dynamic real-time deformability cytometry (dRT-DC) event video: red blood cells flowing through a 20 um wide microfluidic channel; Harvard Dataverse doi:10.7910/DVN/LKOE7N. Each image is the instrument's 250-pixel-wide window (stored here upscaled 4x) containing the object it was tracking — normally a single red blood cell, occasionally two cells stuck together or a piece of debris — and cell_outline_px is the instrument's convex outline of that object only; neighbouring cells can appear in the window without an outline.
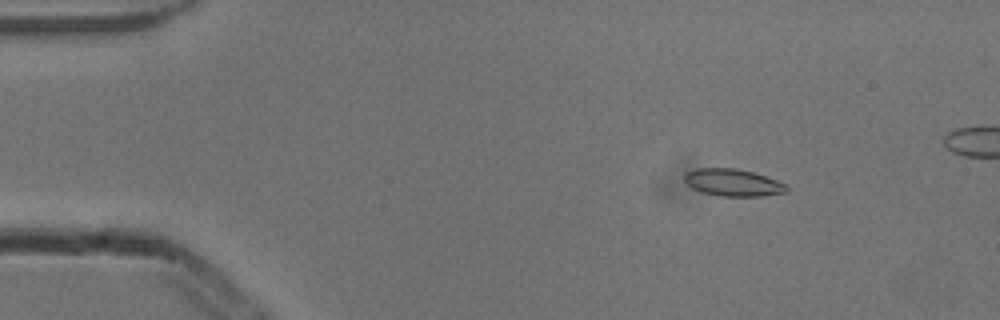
{"species": "common noctule bat (a hibernating species)", "species_latin": "Nyctalus noctula", "temperature_condition": "cold", "stored_images_in_passage": 3, "camera_frame_rate_fps": 3000, "um_per_image_px": 0.085, "animal": {"sex": "male", "body_mass_g": 13.3}, "frame": {"image": 1, "passage_image": 2, "time_ms": 0.333, "image_size_px": [1000, 320], "cell_outline_px": [[788, 192], [760, 196], [720, 196], [700, 192], [692, 188], [684, 180], [684, 172], [696, 168], [736, 168], [752, 172], [788, 184]], "centroid_in_image_um": [62.28, 15.52], "position_along_channel_um": 22.7, "area_um2": 16.3}}